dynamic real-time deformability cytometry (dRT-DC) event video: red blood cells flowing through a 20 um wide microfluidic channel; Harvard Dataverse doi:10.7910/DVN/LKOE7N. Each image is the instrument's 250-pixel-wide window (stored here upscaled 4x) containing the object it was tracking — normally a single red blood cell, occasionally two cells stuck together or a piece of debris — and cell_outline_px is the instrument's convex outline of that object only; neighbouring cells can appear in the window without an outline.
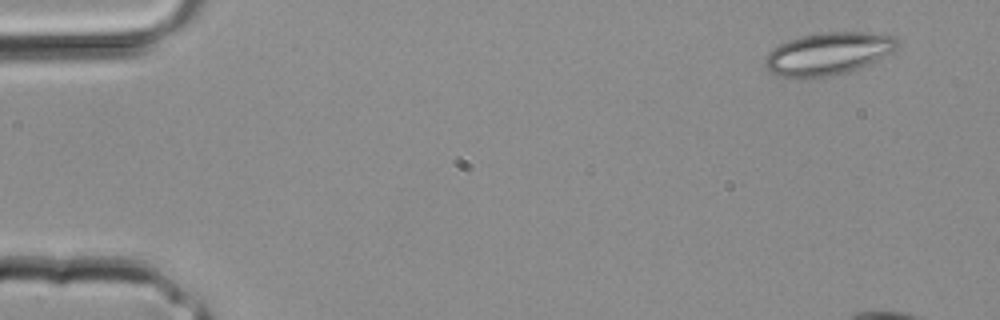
{"species": "common noctule bat (a hibernating species)", "species_latin": "Nyctalus noctula", "temperature_condition": "room temperature", "stored_images_in_passage": 4, "camera_frame_rate_fps": 3000, "um_per_image_px": 0.085, "animal": {"sex": "male", "body_mass_g": 20.4}, "frame": {"image": 1, "passage_image": 1, "time_ms": 0.0, "image_size_px": [1000, 320], "cell_outline_px": [[900, 44], [892, 52], [868, 64], [848, 72], [828, 76], [780, 76], [764, 68], [764, 56], [768, 52], [780, 44], [788, 40], [800, 36], [824, 32], [864, 32], [892, 36]], "centroid_in_image_um": [70.37, 4.54], "position_along_channel_um": 14.6, "area_um2": 32.25}}